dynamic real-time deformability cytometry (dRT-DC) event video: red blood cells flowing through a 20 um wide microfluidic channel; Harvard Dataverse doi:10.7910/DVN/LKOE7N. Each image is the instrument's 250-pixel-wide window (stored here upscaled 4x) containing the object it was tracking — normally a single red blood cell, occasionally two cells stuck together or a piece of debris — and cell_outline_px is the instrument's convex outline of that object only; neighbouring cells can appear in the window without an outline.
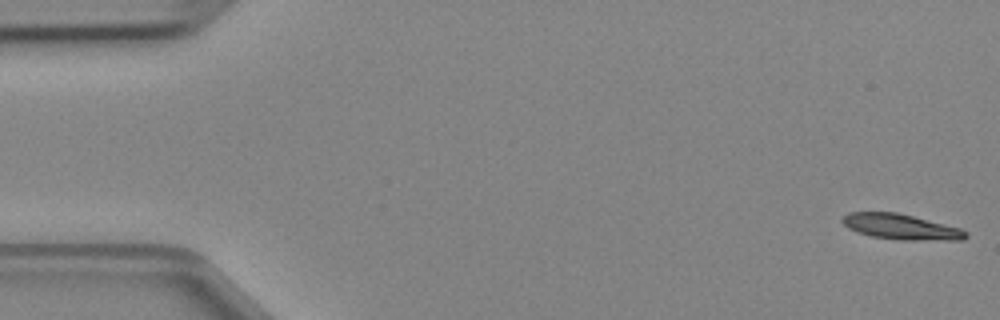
{"species": "Egyptian fruit bat (a non-hibernating species)", "species_latin": "Rousettus aegyptiacus", "temperature_condition": "cold", "stored_images_in_passage": 47, "camera_frame_rate_fps": 3000, "um_per_image_px": 0.085, "animal": {"sex": "female"}, "frame": {"image": 1, "passage_image": 1, "time_ms": 0.0, "image_size_px": [1000, 320], "cell_outline_px": [[968, 236], [964, 240], [896, 240], [872, 236], [856, 232], [848, 228], [840, 220], [848, 212], [896, 212], [960, 228], [968, 232]], "centroid_in_image_um": [76.57, 19.29], "position_along_channel_um": 8.4, "area_um2": 18.32}}
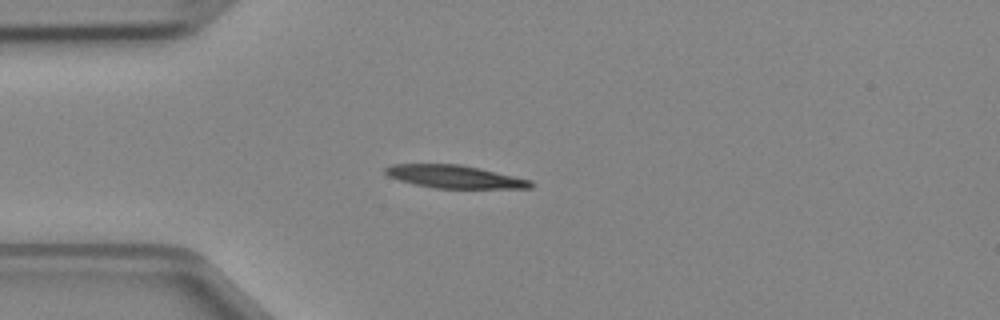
{"frame": {"image": 2, "passage_image": 12, "time_ms": 3.667, "image_size_px": [1000, 320], "cell_outline_px": [[536, 184], [532, 188], [436, 188], [416, 184], [400, 180], [388, 176], [384, 172], [384, 168], [392, 164], [460, 164], [480, 168], [532, 180]], "centroid_in_image_um": [38.68, 15.01], "position_along_channel_um": 46.3, "area_um2": 19.36}}
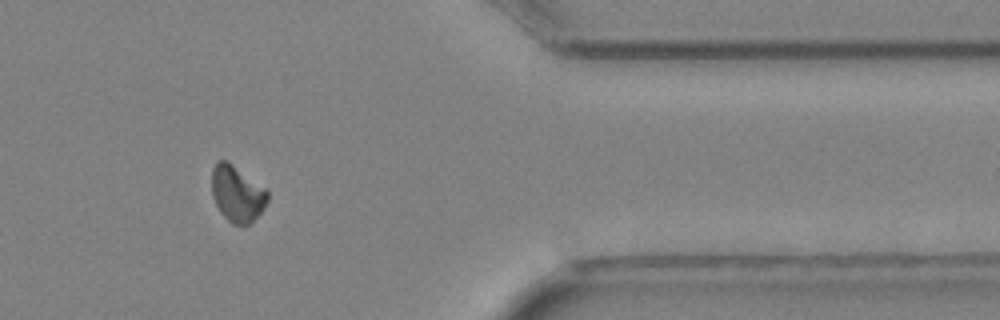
{"frame": {"image": 3, "passage_image": 39, "time_ms": 12.667, "image_size_px": [1000, 320], "cell_outline_px": [[268, 200], [264, 208], [252, 224], [232, 224], [220, 212], [212, 196], [212, 168], [216, 160], [228, 160], [268, 188]], "centroid_in_image_um": [20.18, 16.43], "position_along_channel_um": 391.2, "area_um2": 18.79}}